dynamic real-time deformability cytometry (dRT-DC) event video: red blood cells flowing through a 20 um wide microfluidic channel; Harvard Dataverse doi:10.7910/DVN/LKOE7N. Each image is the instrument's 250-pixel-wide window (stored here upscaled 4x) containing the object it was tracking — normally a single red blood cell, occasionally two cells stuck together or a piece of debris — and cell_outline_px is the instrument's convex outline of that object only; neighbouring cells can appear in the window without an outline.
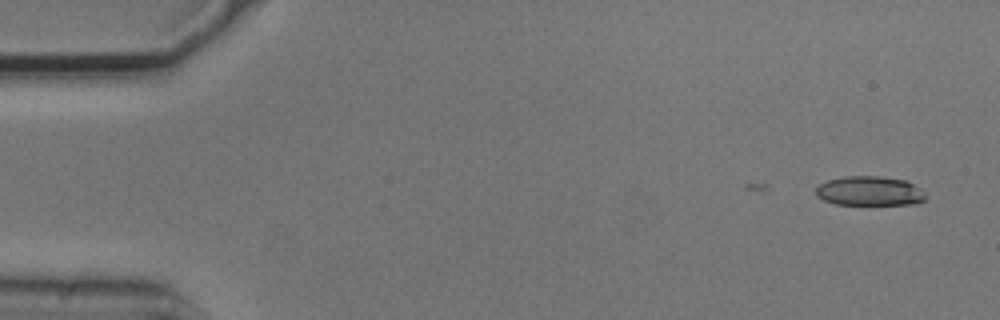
{"species": "common noctule bat (a hibernating species)", "species_latin": "Nyctalus noctula", "temperature_condition": "cold", "stored_images_in_passage": 2, "camera_frame_rate_fps": 3000, "um_per_image_px": 0.085, "animal": {"sex": "male", "body_mass_g": 20.5, "forearm_length_mm": 52.5}, "frame": {"image": 1, "passage_image": 2, "time_ms": 0.333, "image_size_px": [1000, 320], "cell_outline_px": [[928, 196], [924, 200], [916, 204], [836, 204], [824, 200], [816, 196], [816, 188], [820, 184], [828, 180], [844, 176], [880, 176], [904, 180], [920, 188]], "centroid_in_image_um": [73.93, 16.23], "position_along_channel_um": 11.1, "area_um2": 18.79}}